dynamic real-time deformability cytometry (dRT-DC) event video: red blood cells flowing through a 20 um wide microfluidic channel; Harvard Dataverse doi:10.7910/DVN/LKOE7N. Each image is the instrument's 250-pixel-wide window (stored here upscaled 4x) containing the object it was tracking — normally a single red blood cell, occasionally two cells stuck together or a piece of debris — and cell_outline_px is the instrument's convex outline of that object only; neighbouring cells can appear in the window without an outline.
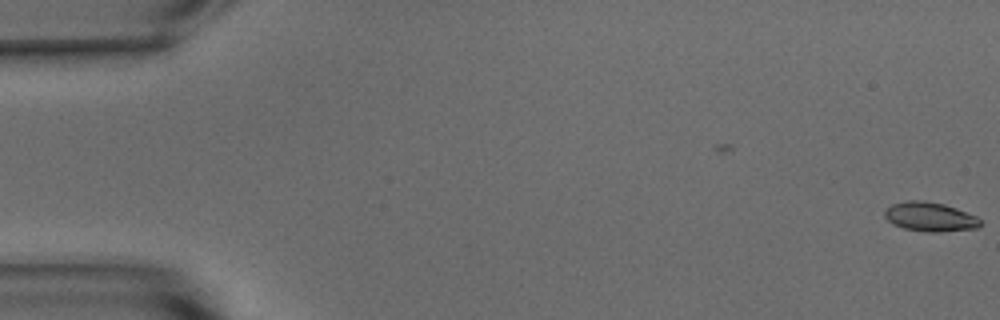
{"species": "common noctule bat (a hibernating species)", "species_latin": "Nyctalus noctula", "temperature_condition": "warm", "stored_images_in_passage": 2, "camera_frame_rate_fps": 3000, "um_per_image_px": 0.085, "animal": {"sex": "male", "body_mass_g": 15.6}, "frame": {"image": 1, "passage_image": 2, "time_ms": 0.333, "image_size_px": [1000, 320], "cell_outline_px": [[980, 224], [976, 228], [936, 232], [924, 232], [904, 228], [892, 224], [884, 216], [884, 212], [892, 204], [908, 200], [924, 200], [944, 204], [956, 208], [976, 216], [980, 220]], "centroid_in_image_um": [79.02, 18.42], "position_along_channel_um": 6.0, "area_um2": 16.18}}